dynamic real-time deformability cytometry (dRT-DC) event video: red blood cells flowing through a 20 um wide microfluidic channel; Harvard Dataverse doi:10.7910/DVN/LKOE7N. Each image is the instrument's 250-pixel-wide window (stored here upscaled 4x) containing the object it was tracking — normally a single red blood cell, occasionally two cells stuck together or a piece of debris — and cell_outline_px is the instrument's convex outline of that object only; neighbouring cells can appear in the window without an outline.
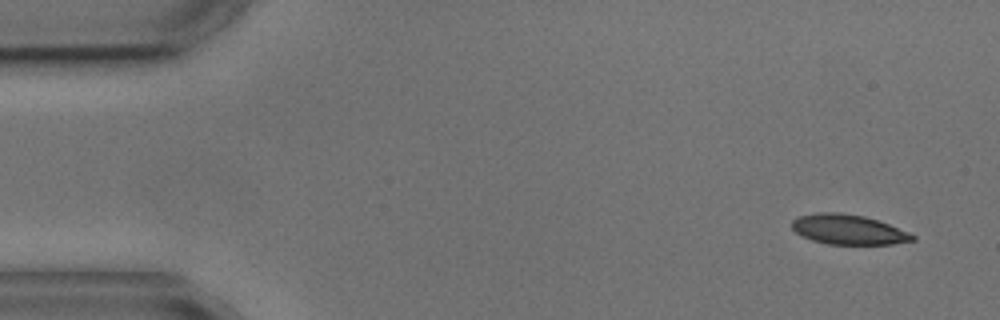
{"species": "common noctule bat (a hibernating species)", "species_latin": "Nyctalus noctula", "temperature_condition": "cold", "stored_images_in_passage": 5, "camera_frame_rate_fps": 3000, "um_per_image_px": 0.085, "animal": {"sex": "male", "body_mass_g": 17.9, "forearm_length_mm": 54.2}, "frame": {"image": 1, "passage_image": 1, "time_ms": 0.0, "image_size_px": [1000, 320], "cell_outline_px": [[916, 240], [892, 244], [828, 244], [812, 240], [796, 232], [792, 228], [792, 220], [796, 216], [820, 212], [840, 212], [864, 216], [888, 224], [908, 232], [916, 236]], "centroid_in_image_um": [72.09, 19.5], "position_along_channel_um": 12.9, "area_um2": 20.92}}